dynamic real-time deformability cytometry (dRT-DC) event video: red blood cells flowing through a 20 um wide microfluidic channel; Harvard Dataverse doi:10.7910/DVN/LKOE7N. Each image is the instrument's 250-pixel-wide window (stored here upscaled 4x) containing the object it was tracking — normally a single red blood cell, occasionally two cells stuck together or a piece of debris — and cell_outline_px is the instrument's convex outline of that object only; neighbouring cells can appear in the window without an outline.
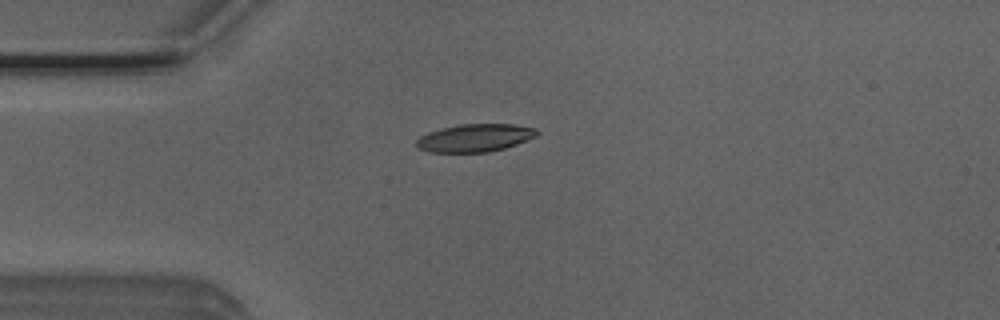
{"species": "Egyptian fruit bat (a non-hibernating species)", "species_latin": "Rousettus aegyptiacus", "temperature_condition": "room temperature", "stored_images_in_passage": 1, "camera_frame_rate_fps": 3000, "um_per_image_px": 0.085, "animal": {"sex": "male"}, "frame": {"image": 1, "passage_image": 1, "time_ms": 0.0, "image_size_px": [1000, 320], "cell_outline_px": [[540, 132], [536, 136], [516, 144], [504, 148], [488, 152], [428, 152], [420, 148], [416, 144], [416, 140], [420, 136], [428, 132], [440, 128], [460, 124], [512, 124], [536, 128]], "centroid_in_image_um": [40.36, 11.71], "position_along_channel_um": 44.6, "area_um2": 19.48}}